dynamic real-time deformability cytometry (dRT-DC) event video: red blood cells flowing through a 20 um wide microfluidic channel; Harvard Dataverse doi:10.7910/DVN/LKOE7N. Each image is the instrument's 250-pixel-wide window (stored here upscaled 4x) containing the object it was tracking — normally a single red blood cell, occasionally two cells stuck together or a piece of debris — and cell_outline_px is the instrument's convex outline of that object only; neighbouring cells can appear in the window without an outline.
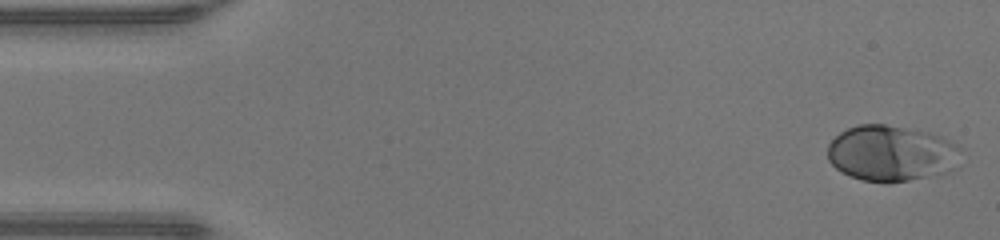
{"species": "human", "species_latin": "Homo sapiens", "temperature_condition": "warm", "stored_images_in_passage": 47, "camera_frame_rate_fps": 3000, "um_per_image_px": 0.085, "donor": {"sex": "male"}, "frame": {"image": 1, "passage_image": 1, "time_ms": 0.0, "image_size_px": [1000, 240], "cell_outline_px": [[960, 148], [956, 168], [948, 172], [888, 184], [884, 184], [860, 180], [836, 168], [828, 160], [828, 144], [840, 132], [856, 124], [884, 124], [916, 128], [940, 136], [960, 144]], "centroid_in_image_um": [75.78, 13.02], "position_along_channel_um": 9.2, "area_um2": 43.99}}
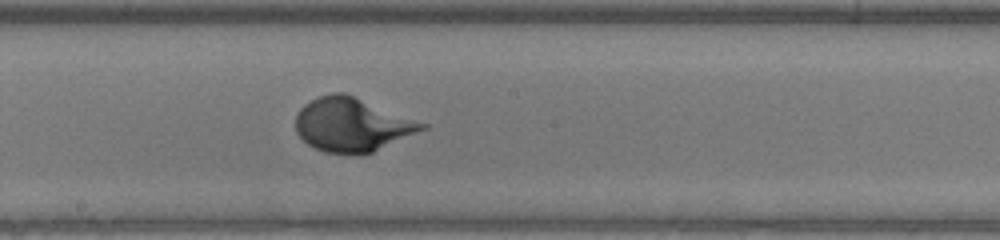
{"frame": {"image": 2, "passage_image": 25, "time_ms": 8.0, "image_size_px": [1000, 240], "cell_outline_px": [[428, 128], [372, 152], [360, 156], [356, 156], [324, 152], [308, 144], [296, 132], [296, 116], [300, 108], [304, 104], [320, 96], [332, 92], [344, 92], [428, 124]], "centroid_in_image_um": [29.92, 10.61], "position_along_channel_um": 218.3, "area_um2": 39.65}}
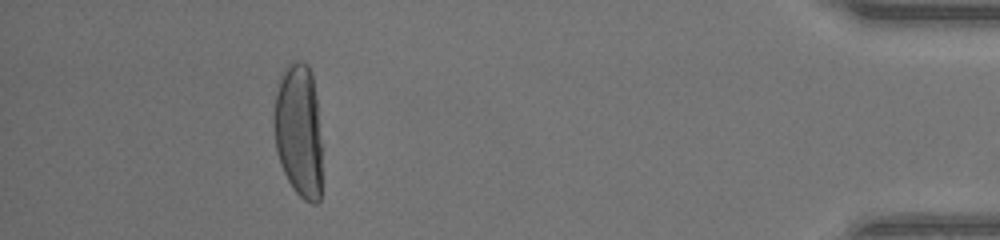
{"frame": {"image": 3, "passage_image": 43, "time_ms": 14.0, "image_size_px": [1000, 240], "cell_outline_px": [[320, 200], [316, 204], [312, 204], [304, 200], [292, 188], [280, 164], [276, 148], [272, 124], [276, 92], [280, 72], [292, 60], [300, 60], [308, 64], [312, 72], [316, 96], [320, 140]], "centroid_in_image_um": [25.35, 11.05], "position_along_channel_um": 409.8, "area_um2": 37.86}}